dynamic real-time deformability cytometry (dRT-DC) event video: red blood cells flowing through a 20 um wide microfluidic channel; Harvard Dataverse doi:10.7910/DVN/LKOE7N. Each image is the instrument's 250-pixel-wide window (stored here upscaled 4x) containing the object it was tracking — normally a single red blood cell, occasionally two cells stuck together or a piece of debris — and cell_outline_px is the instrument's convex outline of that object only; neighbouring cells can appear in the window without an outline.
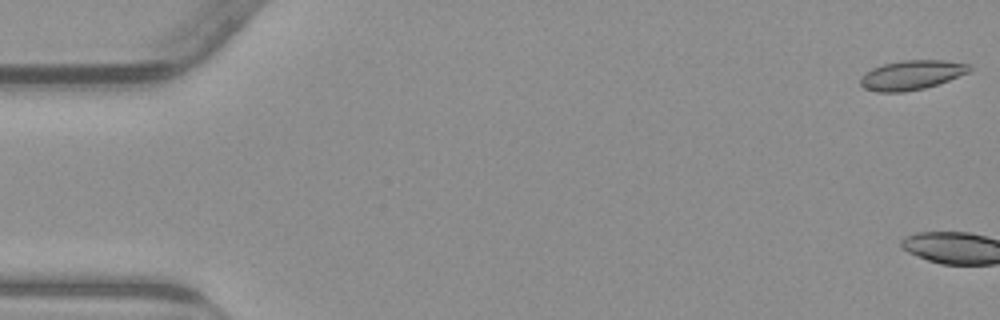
{"species": "common noctule bat (a hibernating species)", "species_latin": "Nyctalus noctula", "temperature_condition": "warm", "stored_images_in_passage": 4, "camera_frame_rate_fps": 3000, "um_per_image_px": 0.085, "animal": {"sex": "male", "body_mass_g": 23.1, "forearm_length_mm": 52.7}, "frame": {"image": 1, "passage_image": 1, "time_ms": 0.0, "image_size_px": [1000, 320], "cell_outline_px": [[972, 68], [968, 72], [948, 80], [924, 88], [904, 92], [876, 92], [864, 88], [860, 84], [860, 80], [864, 72], [872, 68], [884, 64], [900, 60], [944, 60], [968, 64]], "centroid_in_image_um": [77.44, 6.37], "position_along_channel_um": 7.6, "area_um2": 18.61}}